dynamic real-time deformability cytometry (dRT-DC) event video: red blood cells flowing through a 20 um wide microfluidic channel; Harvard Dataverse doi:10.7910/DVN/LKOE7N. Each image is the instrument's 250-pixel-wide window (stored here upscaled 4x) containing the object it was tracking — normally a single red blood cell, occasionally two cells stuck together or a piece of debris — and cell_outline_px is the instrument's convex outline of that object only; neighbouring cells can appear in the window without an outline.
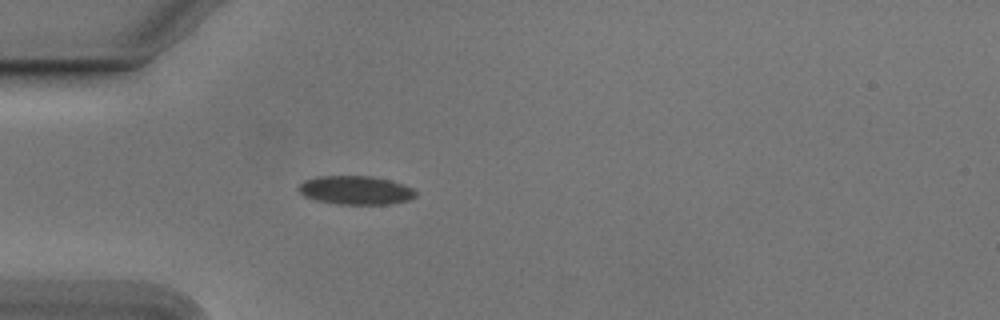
{"species": "Egyptian fruit bat (a non-hibernating species)", "species_latin": "Rousettus aegyptiacus", "temperature_condition": "cold", "stored_images_in_passage": 39, "camera_frame_rate_fps": 3000, "um_per_image_px": 0.085, "animal": {"sex": "male"}, "frame": {"image": 1, "passage_image": 1, "time_ms": 0.0, "image_size_px": [1000, 320], "cell_outline_px": [[416, 196], [408, 200], [388, 204], [336, 204], [316, 200], [304, 196], [300, 192], [300, 184], [304, 180], [320, 176], [372, 176], [388, 180], [412, 188], [416, 192]], "centroid_in_image_um": [30.22, 16.17], "position_along_channel_um": 54.8, "area_um2": 19.31}}
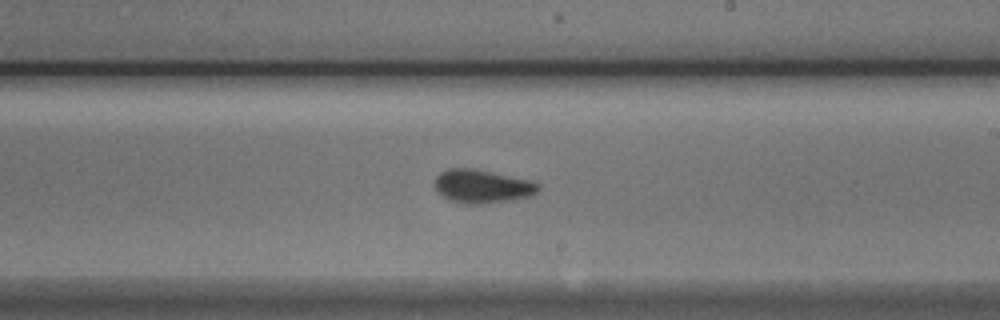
{"frame": {"image": 2, "passage_image": 17, "time_ms": 5.333, "image_size_px": [1000, 320], "cell_outline_px": [[540, 188], [532, 196], [512, 200], [484, 204], [464, 204], [448, 200], [436, 188], [436, 176], [440, 172], [448, 168], [472, 168], [532, 180], [540, 184]], "centroid_in_image_um": [41.03, 15.84], "position_along_channel_um": 248.0, "area_um2": 20.29}}
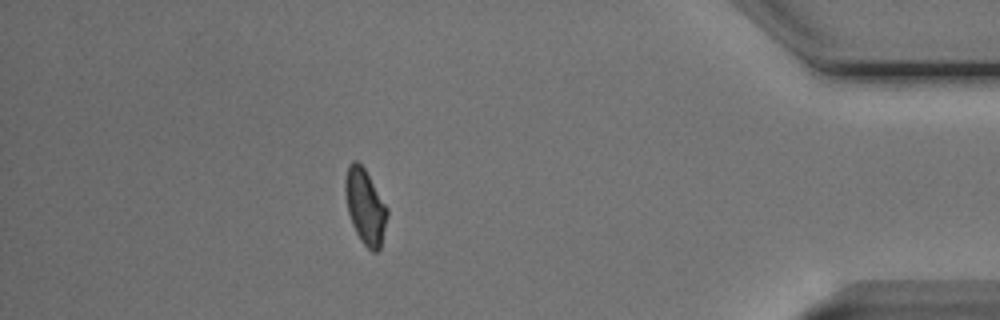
{"frame": {"image": 3, "passage_image": 33, "time_ms": 10.667, "image_size_px": [1000, 320], "cell_outline_px": [[388, 216], [380, 248], [376, 252], [372, 252], [360, 240], [352, 224], [348, 212], [344, 192], [344, 180], [348, 164], [352, 160], [356, 160], [364, 168], [388, 208]], "centroid_in_image_um": [31.03, 17.54], "position_along_channel_um": 404.2, "area_um2": 18.44}, "authors_computed_cell_mechanics": {"area_um2": 19.1318, "velocity_mm_per_s": 3.7714, "shape_relaxation_time_tau1_ms": 3.7694, "shape_relaxation_time_tau2_ms": 1.7871, "deformation_change_tau1": 0.1085, "deformation_change_tau2": 0.0434}}